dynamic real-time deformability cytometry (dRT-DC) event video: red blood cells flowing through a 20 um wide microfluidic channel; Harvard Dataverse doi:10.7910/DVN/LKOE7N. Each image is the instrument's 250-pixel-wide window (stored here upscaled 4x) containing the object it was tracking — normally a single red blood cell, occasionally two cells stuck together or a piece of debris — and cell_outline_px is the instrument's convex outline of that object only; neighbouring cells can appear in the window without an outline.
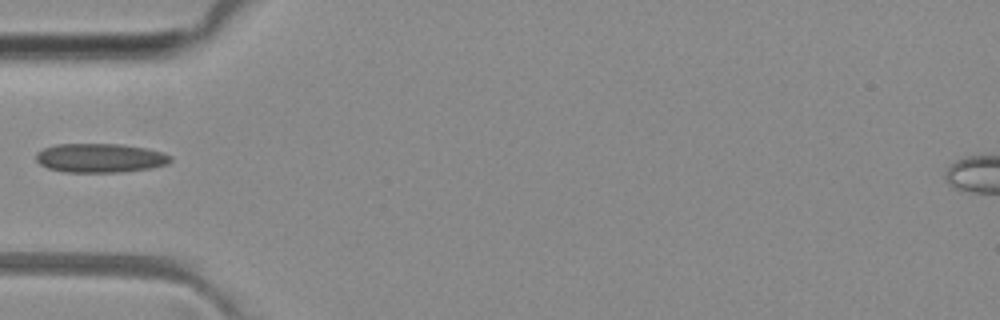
{"species": "common noctule bat (a hibernating species)", "species_latin": "Nyctalus noctula", "temperature_condition": "room temperature", "stored_images_in_passage": 35, "camera_frame_rate_fps": 3000, "um_per_image_px": 0.085, "animal": {"sex": "female", "body_mass_g": 29.2, "forearm_length_mm": 56.3}, "frame": {"image": 1, "passage_image": 1, "time_ms": 0.0, "image_size_px": [1000, 320], "cell_outline_px": [[172, 160], [168, 164], [152, 168], [120, 172], [64, 172], [48, 168], [40, 164], [36, 160], [36, 152], [44, 148], [56, 144], [120, 144], [148, 148], [164, 152], [172, 156]], "centroid_in_image_um": [8.54, 13.42], "position_along_channel_um": 76.5, "area_um2": 23.0}}
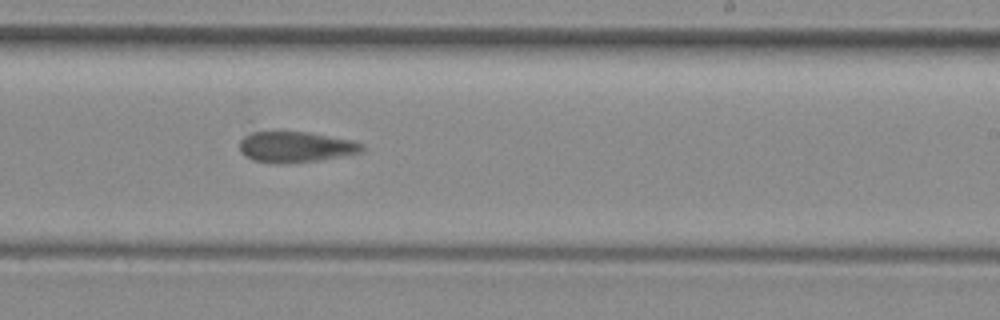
{"frame": {"image": 2, "passage_image": 15, "time_ms": 4.667, "image_size_px": [1000, 320], "cell_outline_px": [[364, 148], [360, 152], [320, 160], [280, 164], [252, 160], [244, 156], [240, 152], [240, 140], [252, 128], [256, 128], [308, 132], [352, 140], [364, 144]], "centroid_in_image_um": [25.0, 12.43], "position_along_channel_um": 264.0, "area_um2": 22.89}}
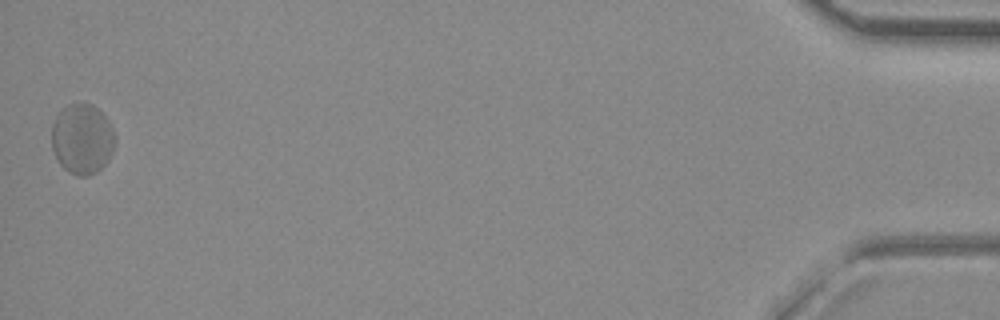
{"frame": {"image": 3, "passage_image": 35, "time_ms": 11.333, "image_size_px": [1000, 320], "cell_outline_px": [[116, 144], [108, 160], [96, 172], [88, 176], [80, 176], [68, 172], [60, 164], [52, 148], [52, 124], [56, 116], [68, 104], [92, 104], [108, 120], [116, 136]], "centroid_in_image_um": [7.0, 11.83], "position_along_channel_um": 428.2, "area_um2": 25.84}}